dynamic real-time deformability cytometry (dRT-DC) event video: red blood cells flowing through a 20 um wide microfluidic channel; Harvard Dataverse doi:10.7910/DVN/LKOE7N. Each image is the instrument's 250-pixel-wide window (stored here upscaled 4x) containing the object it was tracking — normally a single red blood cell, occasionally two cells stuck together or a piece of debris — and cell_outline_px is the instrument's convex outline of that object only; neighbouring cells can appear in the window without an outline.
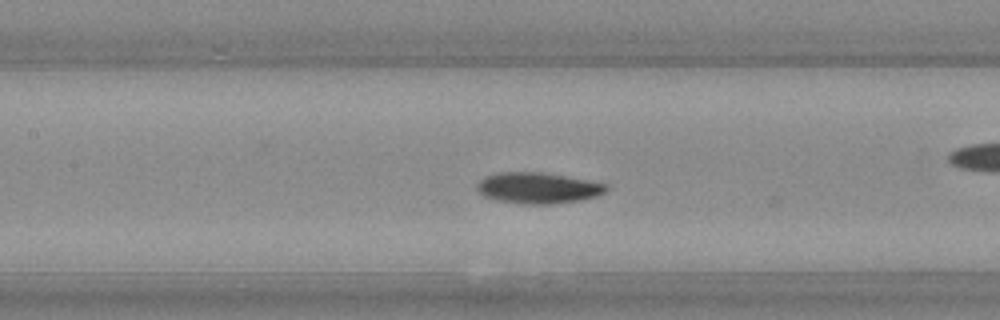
{"species": "Egyptian fruit bat (a non-hibernating species)", "species_latin": "Rousettus aegyptiacus", "temperature_condition": "warm", "stored_images_in_passage": 9, "camera_frame_rate_fps": 3000, "um_per_image_px": 0.085, "animal": {"sex": "female"}, "frame": {"image": 1, "passage_image": 8, "time_ms": 2.333, "image_size_px": [1000, 320], "cell_outline_px": [[608, 188], [604, 192], [596, 196], [584, 200], [552, 204], [524, 204], [496, 200], [484, 196], [476, 188], [476, 184], [484, 176], [500, 172], [540, 172], [608, 184]], "centroid_in_image_um": [45.7, 15.98], "position_along_channel_um": 161.7, "area_um2": 23.29}}